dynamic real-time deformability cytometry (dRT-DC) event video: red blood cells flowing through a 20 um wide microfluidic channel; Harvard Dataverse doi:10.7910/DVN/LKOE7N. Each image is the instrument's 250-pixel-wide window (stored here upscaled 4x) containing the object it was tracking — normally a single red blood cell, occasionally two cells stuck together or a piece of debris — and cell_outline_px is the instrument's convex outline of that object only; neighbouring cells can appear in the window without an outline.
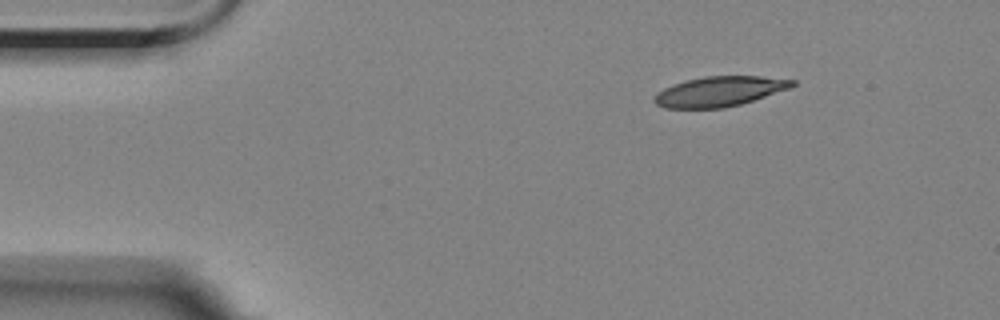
{"species": "Egyptian fruit bat (a non-hibernating species)", "species_latin": "Rousettus aegyptiacus", "temperature_condition": "room temperature", "stored_images_in_passage": 3, "camera_frame_rate_fps": 3000, "um_per_image_px": 0.085, "animal": {"sex": "female"}, "frame": {"image": 1, "passage_image": 1, "time_ms": 0.0, "image_size_px": [1000, 320], "cell_outline_px": [[796, 84], [792, 88], [740, 104], [724, 108], [664, 108], [656, 104], [652, 100], [652, 96], [656, 92], [672, 84], [684, 80], [704, 76], [760, 76], [796, 80]], "centroid_in_image_um": [61.13, 7.76], "position_along_channel_um": 23.9, "area_um2": 24.39}}
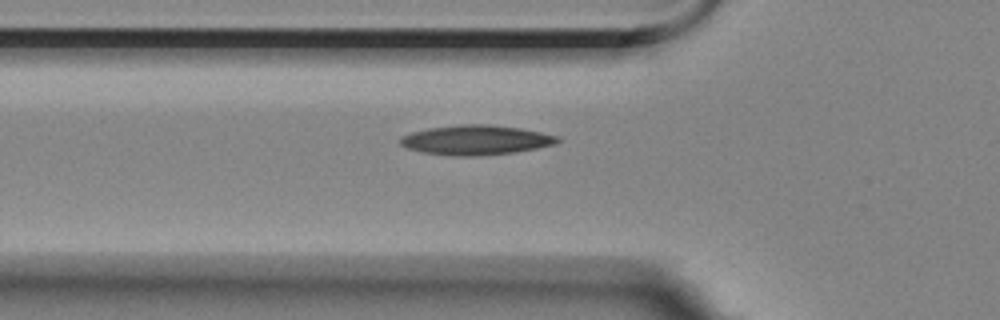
{"frame": {"image": 2, "passage_image": 3, "time_ms": 3.667, "image_size_px": [1000, 320], "cell_outline_px": [[560, 140], [556, 144], [516, 152], [480, 156], [456, 156], [424, 152], [408, 148], [400, 144], [400, 136], [412, 132], [428, 128], [460, 124], [488, 124], [520, 128], [560, 136]], "centroid_in_image_um": [40.47, 11.9], "position_along_channel_um": 85.3, "area_um2": 27.22}}